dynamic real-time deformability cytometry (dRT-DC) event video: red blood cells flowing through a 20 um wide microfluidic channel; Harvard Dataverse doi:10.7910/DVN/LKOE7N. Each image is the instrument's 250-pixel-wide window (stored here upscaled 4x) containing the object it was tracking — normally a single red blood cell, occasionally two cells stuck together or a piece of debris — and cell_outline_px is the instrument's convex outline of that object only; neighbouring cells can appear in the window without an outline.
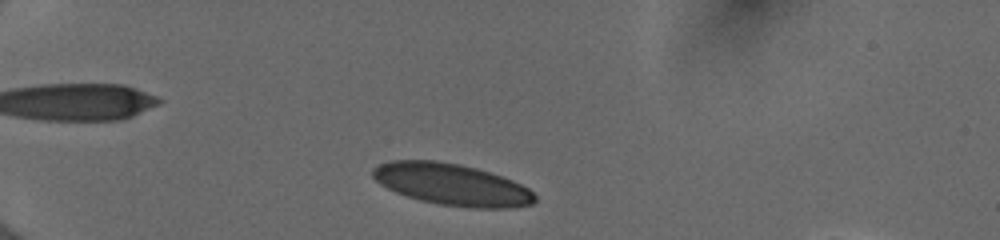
{"species": "human", "species_latin": "Homo sapiens", "temperature_condition": "cold", "stored_images_in_passage": 41, "camera_frame_rate_fps": 3000, "um_per_image_px": 0.085, "donor": {"sex": "female"}, "frame": {"image": 1, "passage_image": 3, "time_ms": 0.667, "image_size_px": [1000, 240], "cell_outline_px": [[536, 200], [532, 204], [512, 208], [472, 208], [440, 204], [420, 200], [396, 192], [380, 184], [372, 176], [372, 168], [380, 164], [392, 160], [436, 160], [460, 164], [476, 168], [512, 180], [528, 188], [536, 196]], "centroid_in_image_um": [38.4, 15.68], "position_along_channel_um": 46.6, "area_um2": 39.25}}
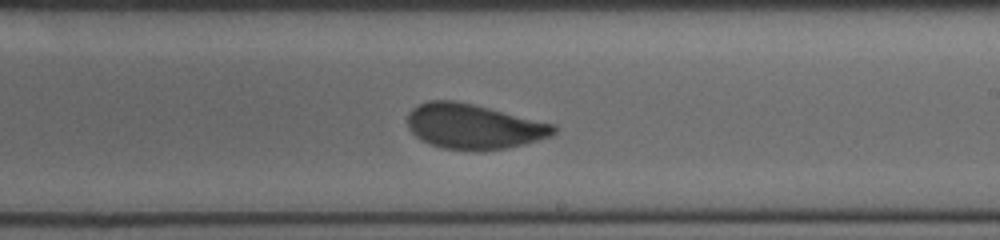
{"frame": {"image": 2, "passage_image": 22, "time_ms": 7.0, "image_size_px": [1000, 240], "cell_outline_px": [[556, 132], [552, 136], [524, 144], [504, 148], [476, 152], [444, 148], [428, 144], [420, 140], [408, 128], [408, 112], [412, 108], [428, 100], [456, 100], [556, 124]], "centroid_in_image_um": [40.25, 10.76], "position_along_channel_um": 248.7, "area_um2": 38.67}}
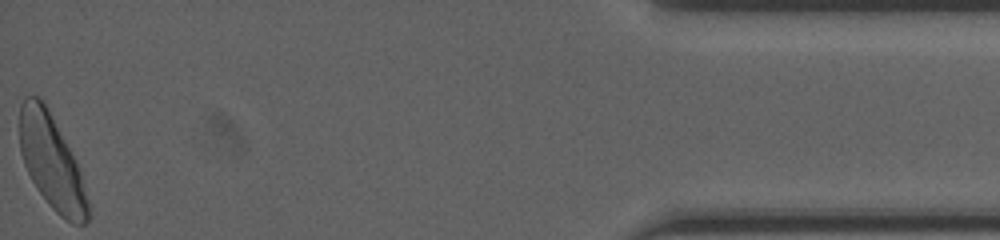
{"frame": {"image": 3, "passage_image": 41, "time_ms": 13.333, "image_size_px": [1000, 240], "cell_outline_px": [[92, 216], [84, 224], [72, 224], [60, 216], [52, 208], [36, 188], [24, 164], [20, 152], [20, 104], [24, 96], [36, 96], [44, 100], [80, 172], [88, 200]], "centroid_in_image_um": [4.38, 13.8], "position_along_channel_um": 430.8, "area_um2": 37.17}, "authors_computed_cell_mechanics": {"area_um2": 38.6104, "velocity_mm_per_s": 3.9786, "shape_relaxation_time_tau1_ms": 5.9496, "shape_relaxation_time_tau2_ms": 0.6449, "deformation_change_tau1": 0.1637, "deformation_change_tau2": 0.0638}}